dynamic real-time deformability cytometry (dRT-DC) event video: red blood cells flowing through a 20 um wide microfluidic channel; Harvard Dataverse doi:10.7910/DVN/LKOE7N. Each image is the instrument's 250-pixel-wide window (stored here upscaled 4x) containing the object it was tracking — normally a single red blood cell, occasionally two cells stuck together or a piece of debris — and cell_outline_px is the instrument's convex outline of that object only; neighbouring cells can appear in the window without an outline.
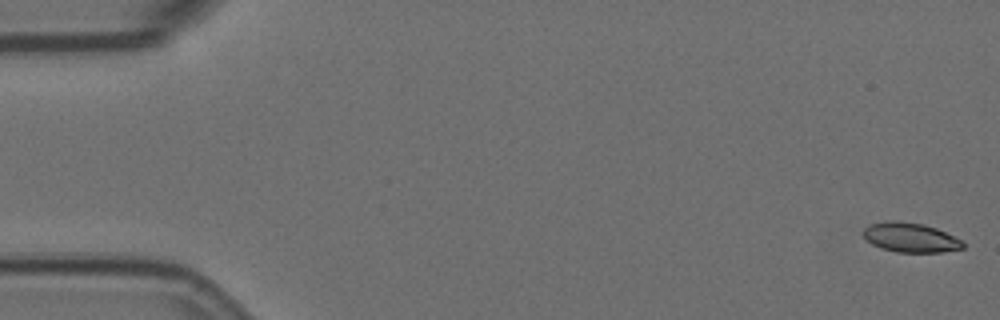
{"species": "Egyptian fruit bat (a non-hibernating species)", "species_latin": "Rousettus aegyptiacus", "temperature_condition": "room temperature", "stored_images_in_passage": 10, "camera_frame_rate_fps": 3000, "um_per_image_px": 0.085, "animal": {"sex": "female"}, "frame": {"image": 1, "passage_image": 1, "time_ms": 0.0, "image_size_px": [1000, 320], "cell_outline_px": [[964, 248], [940, 252], [896, 252], [880, 248], [872, 244], [860, 232], [868, 224], [888, 220], [896, 220], [924, 224], [936, 228], [960, 240], [964, 244]], "centroid_in_image_um": [77.32, 20.17], "position_along_channel_um": 7.7, "area_um2": 17.17}}
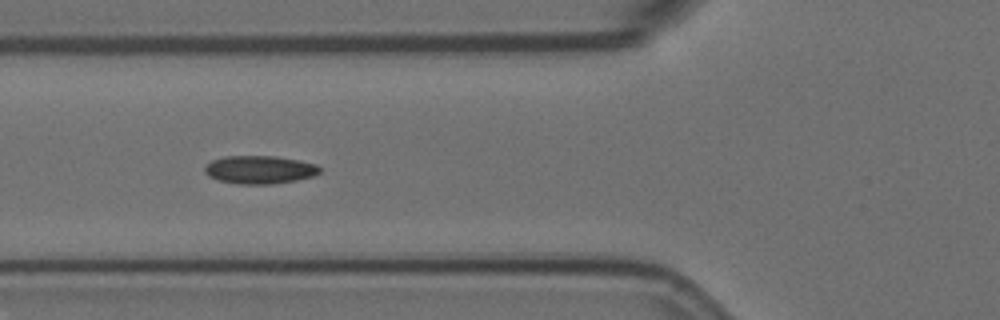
{"frame": {"image": 2, "passage_image": 6, "time_ms": 1.667, "image_size_px": [1000, 320], "cell_outline_px": [[320, 172], [312, 176], [296, 180], [272, 184], [240, 184], [220, 180], [208, 176], [204, 172], [204, 168], [212, 160], [224, 156], [276, 156], [316, 164], [320, 168]], "centroid_in_image_um": [22.05, 14.42], "position_along_channel_um": 103.8, "area_um2": 18.67}}
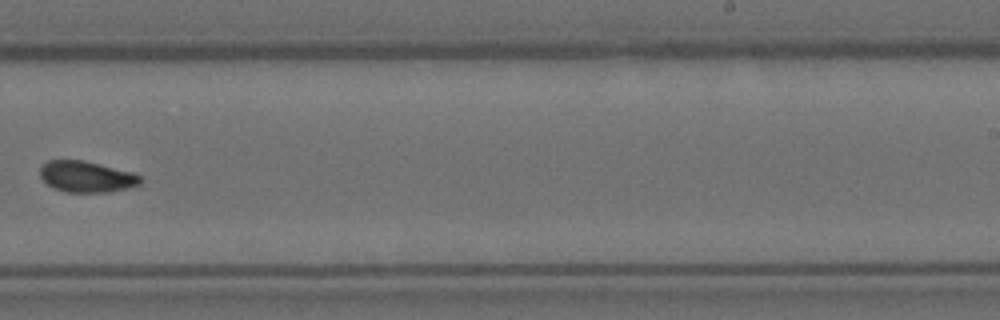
{"frame": {"image": 3, "passage_image": 10, "time_ms": 3.0, "image_size_px": [1000, 320], "cell_outline_px": [[140, 184], [128, 188], [108, 192], [64, 192], [52, 188], [40, 176], [40, 168], [48, 160], [84, 160], [132, 172], [140, 176]], "centroid_in_image_um": [7.33, 15.02], "position_along_channel_um": 281.7, "area_um2": 18.15}}